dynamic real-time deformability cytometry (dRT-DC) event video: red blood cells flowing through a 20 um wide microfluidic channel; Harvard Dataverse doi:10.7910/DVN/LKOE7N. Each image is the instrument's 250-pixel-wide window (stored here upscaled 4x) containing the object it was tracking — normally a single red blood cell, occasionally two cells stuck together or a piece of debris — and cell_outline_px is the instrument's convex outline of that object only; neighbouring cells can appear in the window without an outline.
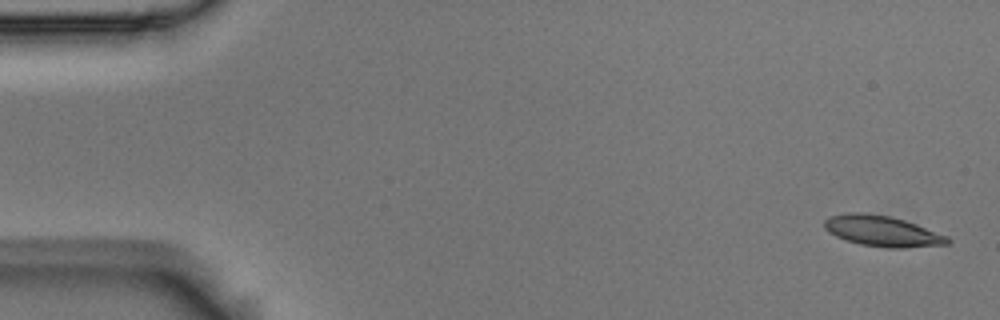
{"species": "Egyptian fruit bat (a non-hibernating species)", "species_latin": "Rousettus aegyptiacus", "temperature_condition": "room temperature", "stored_images_in_passage": 6, "camera_frame_rate_fps": 3000, "um_per_image_px": 0.085, "animal": {"sex": "male"}, "frame": {"image": 1, "passage_image": 1, "time_ms": 0.0, "image_size_px": [1000, 320], "cell_outline_px": [[952, 240], [948, 244], [904, 248], [888, 248], [860, 244], [836, 236], [828, 232], [824, 228], [824, 220], [832, 216], [848, 212], [860, 212], [888, 216], [904, 220], [916, 224], [948, 236]], "centroid_in_image_um": [75.01, 19.65], "position_along_channel_um": 10.0, "area_um2": 21.91}}
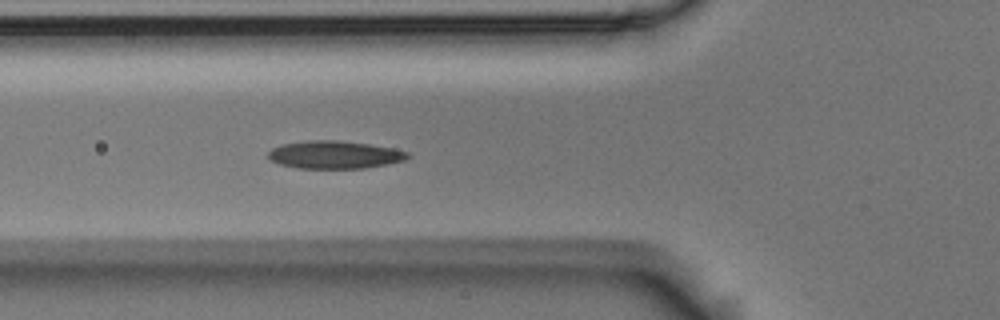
{"frame": {"image": 2, "passage_image": 6, "time_ms": 1.667, "image_size_px": [1000, 320], "cell_outline_px": [[412, 156], [408, 160], [388, 164], [364, 168], [296, 168], [280, 164], [272, 160], [268, 156], [268, 152], [272, 148], [280, 144], [308, 140], [340, 140], [368, 144], [392, 148], [408, 152]], "centroid_in_image_um": [28.47, 13.15], "position_along_channel_um": 97.3, "area_um2": 22.72}}